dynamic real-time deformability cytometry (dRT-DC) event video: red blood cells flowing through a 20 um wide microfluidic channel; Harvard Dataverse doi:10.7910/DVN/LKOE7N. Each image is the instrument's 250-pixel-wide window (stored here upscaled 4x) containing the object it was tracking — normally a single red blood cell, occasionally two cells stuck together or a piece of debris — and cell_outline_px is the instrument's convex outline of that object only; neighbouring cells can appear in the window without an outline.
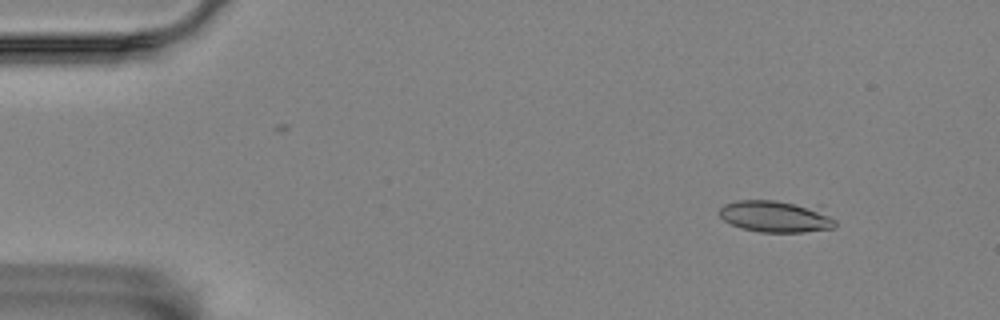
{"species": "Egyptian fruit bat (a non-hibernating species)", "species_latin": "Rousettus aegyptiacus", "temperature_condition": "room temperature", "stored_images_in_passage": 5, "camera_frame_rate_fps": 3000, "um_per_image_px": 0.085, "animal": {"sex": "female"}, "frame": {"image": 1, "passage_image": 1, "time_ms": 0.0, "image_size_px": [1000, 320], "cell_outline_px": [[836, 224], [832, 228], [804, 232], [760, 232], [740, 228], [724, 220], [720, 216], [720, 208], [724, 204], [736, 200], [776, 200], [820, 204], [836, 220]], "centroid_in_image_um": [66.04, 18.36], "position_along_channel_um": 19.0, "area_um2": 22.25}}
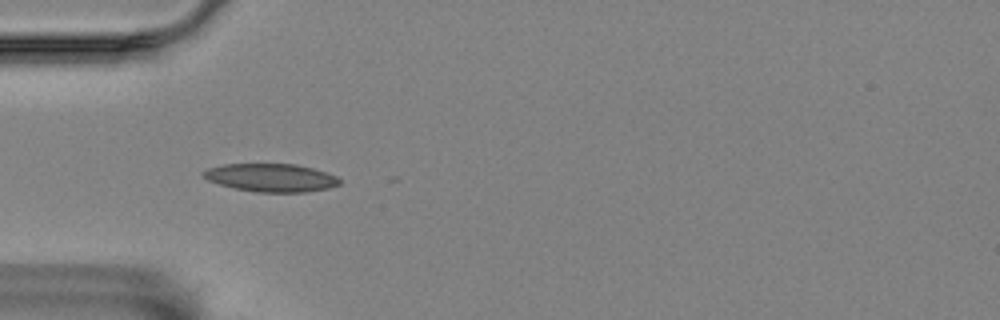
{"frame": {"image": 2, "passage_image": 4, "time_ms": 1.0, "image_size_px": [1000, 320], "cell_outline_px": [[340, 184], [328, 188], [304, 192], [256, 192], [236, 188], [220, 184], [208, 180], [200, 172], [208, 168], [224, 164], [296, 164], [312, 168], [336, 176], [340, 180]], "centroid_in_image_um": [23.02, 15.1], "position_along_channel_um": 62.0, "area_um2": 22.08}}
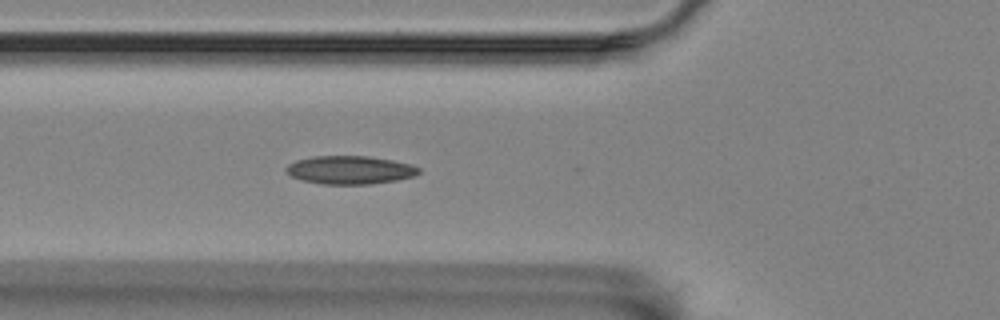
{"frame": {"image": 3, "passage_image": 5, "time_ms": 1.333, "image_size_px": [1000, 320], "cell_outline_px": [[420, 172], [412, 176], [396, 180], [372, 184], [320, 184], [300, 180], [292, 176], [284, 168], [288, 164], [296, 160], [316, 156], [368, 156], [392, 160], [412, 164], [420, 168]], "centroid_in_image_um": [29.74, 14.45], "position_along_channel_um": 96.1, "area_um2": 21.85}}